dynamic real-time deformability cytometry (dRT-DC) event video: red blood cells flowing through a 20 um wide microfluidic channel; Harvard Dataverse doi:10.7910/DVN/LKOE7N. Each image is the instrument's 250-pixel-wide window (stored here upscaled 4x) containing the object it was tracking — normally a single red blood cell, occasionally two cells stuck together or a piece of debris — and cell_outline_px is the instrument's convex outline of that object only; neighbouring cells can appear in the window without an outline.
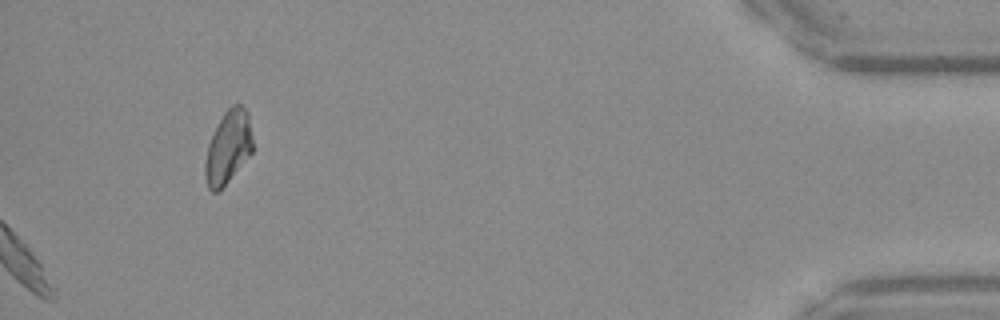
{"species": "Egyptian fruit bat (a non-hibernating species)", "species_latin": "Rousettus aegyptiacus", "temperature_condition": "warm", "stored_images_in_passage": 39, "camera_frame_rate_fps": 3000, "um_per_image_px": 0.085, "frame": {"image": 1, "passage_image": 39, "time_ms": 12.667, "image_size_px": [1000, 320], "cell_outline_px": [[252, 152], [220, 192], [212, 192], [208, 188], [204, 176], [204, 164], [208, 144], [224, 112], [232, 104], [240, 104], [248, 112], [252, 140]], "centroid_in_image_um": [19.37, 12.56], "position_along_channel_um": 415.8, "area_um2": 20.23}}